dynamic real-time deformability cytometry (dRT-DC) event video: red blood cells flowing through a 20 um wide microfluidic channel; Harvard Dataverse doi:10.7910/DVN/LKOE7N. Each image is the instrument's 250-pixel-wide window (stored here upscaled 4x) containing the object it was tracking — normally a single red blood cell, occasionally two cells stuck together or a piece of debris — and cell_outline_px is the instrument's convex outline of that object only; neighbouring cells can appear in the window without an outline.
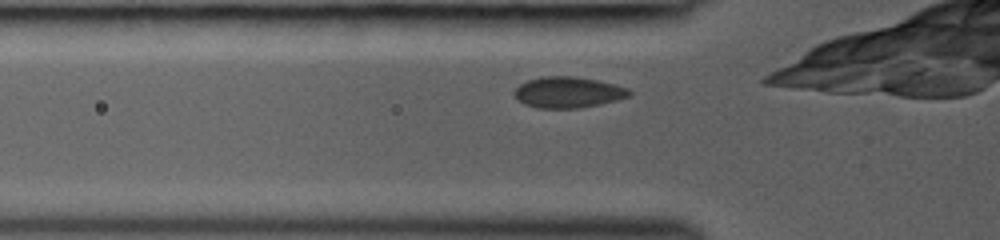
{"species": "common noctule bat (a hibernating species)", "species_latin": "Nyctalus noctula", "temperature_condition": "room temperature", "stored_images_in_passage": 27, "camera_frame_rate_fps": 3000, "um_per_image_px": 0.085, "animal": {"sex": "female", "body_mass_g": 19.0, "forearm_length_mm": 53.3}, "frame": {"image": 1, "passage_image": 2, "time_ms": 0.333, "image_size_px": [1000, 240], "cell_outline_px": [[632, 96], [600, 104], [580, 108], [536, 108], [524, 104], [516, 100], [512, 92], [520, 84], [528, 80], [544, 76], [576, 76], [596, 80], [628, 88], [632, 92]], "centroid_in_image_um": [48.26, 7.85], "position_along_channel_um": 77.5, "area_um2": 20.92}}
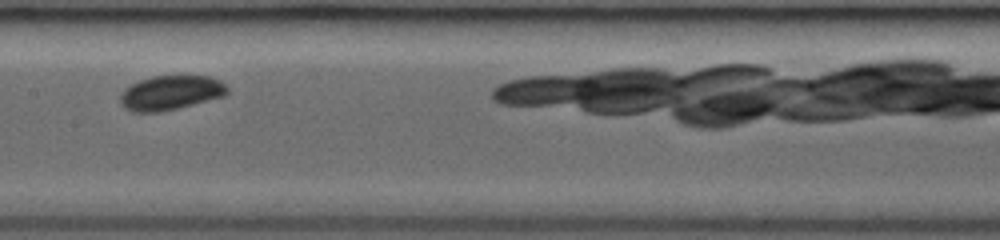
{"frame": {"image": 2, "passage_image": 10, "time_ms": 3.0, "image_size_px": [1000, 240], "cell_outline_px": [[228, 92], [224, 96], [160, 112], [132, 112], [124, 108], [120, 104], [120, 92], [124, 88], [140, 80], [152, 76], [208, 76], [224, 84], [228, 88]], "centroid_in_image_um": [14.44, 7.89], "position_along_channel_um": 193.0, "area_um2": 21.33}}
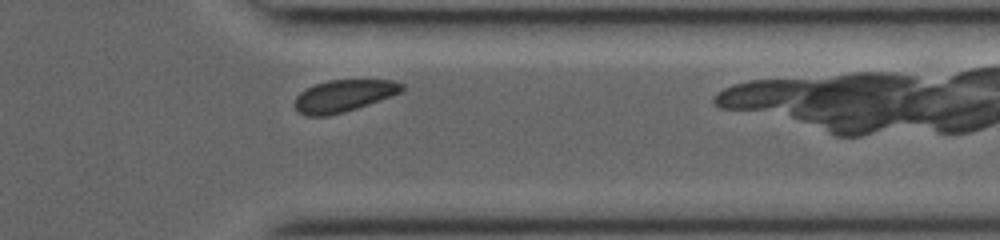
{"frame": {"image": 3, "passage_image": 23, "time_ms": 7.333, "image_size_px": [1000, 240], "cell_outline_px": [[404, 88], [400, 92], [392, 96], [344, 112], [328, 116], [308, 116], [300, 112], [296, 108], [296, 96], [300, 92], [316, 84], [328, 80], [392, 80], [404, 84]], "centroid_in_image_um": [29.23, 8.14], "position_along_channel_um": 382.2, "area_um2": 19.71}}